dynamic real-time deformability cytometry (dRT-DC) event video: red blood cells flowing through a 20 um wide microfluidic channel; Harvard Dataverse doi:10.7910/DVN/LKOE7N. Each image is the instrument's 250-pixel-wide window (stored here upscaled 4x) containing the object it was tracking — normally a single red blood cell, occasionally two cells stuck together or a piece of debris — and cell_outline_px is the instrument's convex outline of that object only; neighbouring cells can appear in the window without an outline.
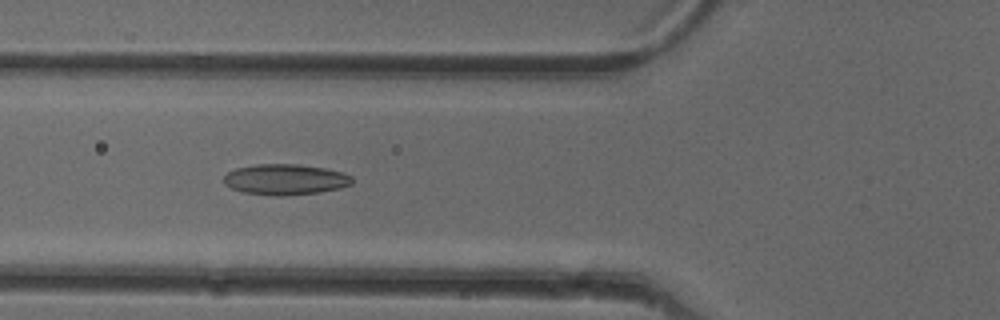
{"species": "common noctule bat (a hibernating species)", "species_latin": "Nyctalus noctula", "temperature_condition": "cold", "stored_images_in_passage": 51, "camera_frame_rate_fps": 3000, "um_per_image_px": 0.085, "animal": {"sex": "female"}, "frame": {"image": 1, "passage_image": 19, "time_ms": 6.0, "image_size_px": [1000, 320], "cell_outline_px": [[352, 184], [340, 188], [320, 192], [280, 196], [276, 196], [244, 192], [232, 188], [224, 184], [224, 176], [228, 172], [236, 168], [256, 164], [296, 164], [324, 168], [344, 172], [352, 176]], "centroid_in_image_um": [24.27, 15.25], "position_along_channel_um": 101.5, "area_um2": 22.95}}
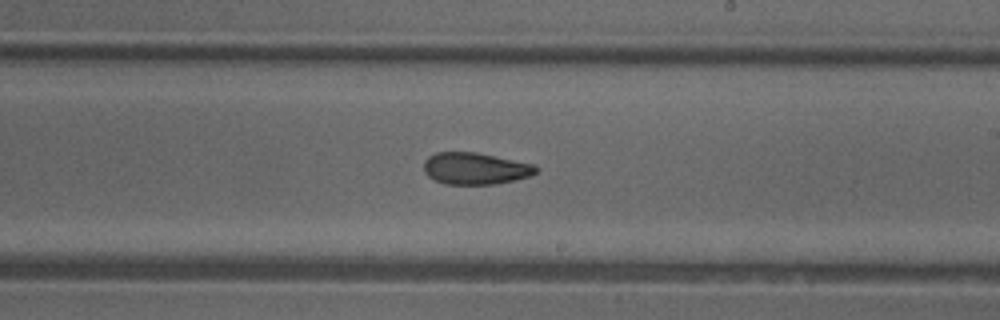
{"frame": {"image": 2, "passage_image": 30, "time_ms": 9.667, "image_size_px": [1000, 320], "cell_outline_px": [[540, 168], [536, 172], [528, 176], [516, 180], [496, 184], [444, 184], [428, 176], [424, 172], [424, 160], [428, 156], [436, 152], [476, 152], [532, 164]], "centroid_in_image_um": [40.37, 14.32], "position_along_channel_um": 248.6, "area_um2": 20.75}}
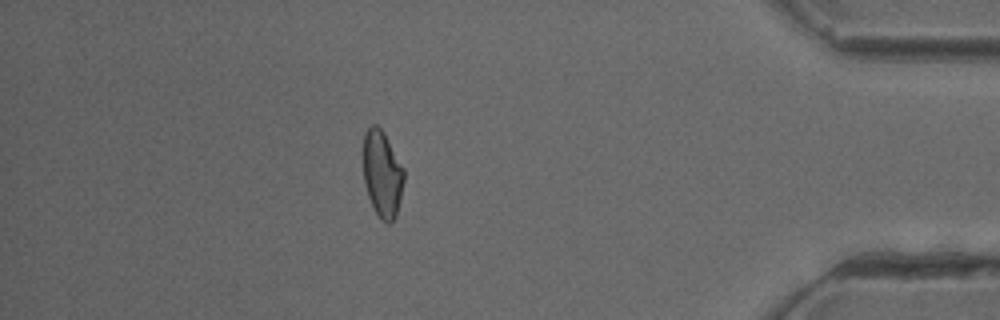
{"frame": {"image": 3, "passage_image": 45, "time_ms": 14.667, "image_size_px": [1000, 320], "cell_outline_px": [[404, 180], [396, 216], [388, 224], [380, 220], [368, 196], [364, 184], [364, 132], [372, 124], [376, 124], [384, 132], [404, 168]], "centroid_in_image_um": [32.49, 14.77], "position_along_channel_um": 402.7, "area_um2": 20.46}, "authors_computed_cell_mechanics": {"area_um2": 21.3282, "velocity_mm_per_s": 4.0001, "shape_relaxation_time_tau1_ms": null, "shape_relaxation_time_tau2_ms": 2.9737, "deformation_change_tau1": null, "deformation_change_tau2": 0.0982}}